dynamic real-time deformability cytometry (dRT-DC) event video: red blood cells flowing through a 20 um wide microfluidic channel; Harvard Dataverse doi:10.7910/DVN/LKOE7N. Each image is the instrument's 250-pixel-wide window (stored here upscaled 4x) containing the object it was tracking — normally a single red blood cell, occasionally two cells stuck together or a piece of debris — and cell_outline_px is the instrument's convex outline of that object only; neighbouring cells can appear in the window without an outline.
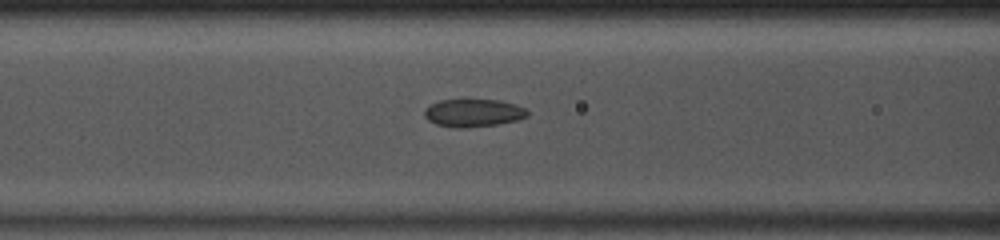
{"species": "common noctule bat (a hibernating species)", "species_latin": "Nyctalus noctula", "temperature_condition": "room temperature", "stored_images_in_passage": 33, "camera_frame_rate_fps": 3000, "um_per_image_px": 0.085, "animal": {"sex": "male", "body_mass_g": 13.0, "forearm_length_mm": 53.1}, "frame": {"image": 1, "passage_image": 11, "time_ms": 3.333, "image_size_px": [1000, 240], "cell_outline_px": [[528, 116], [516, 120], [500, 124], [464, 128], [452, 128], [436, 124], [428, 120], [424, 116], [424, 108], [428, 104], [440, 100], [464, 96], [500, 100], [524, 108], [528, 112]], "centroid_in_image_um": [40.15, 9.55], "position_along_channel_um": 126.4, "area_um2": 17.63}}
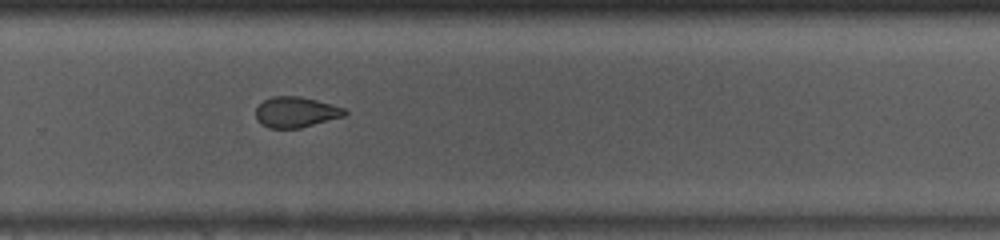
{"frame": {"image": 2, "passage_image": 24, "time_ms": 7.667, "image_size_px": [1000, 240], "cell_outline_px": [[348, 112], [344, 116], [300, 128], [268, 128], [260, 124], [256, 120], [256, 108], [264, 100], [272, 96], [300, 96], [316, 100], [344, 108]], "centroid_in_image_um": [25.12, 9.53], "position_along_channel_um": 304.7, "area_um2": 15.84}}
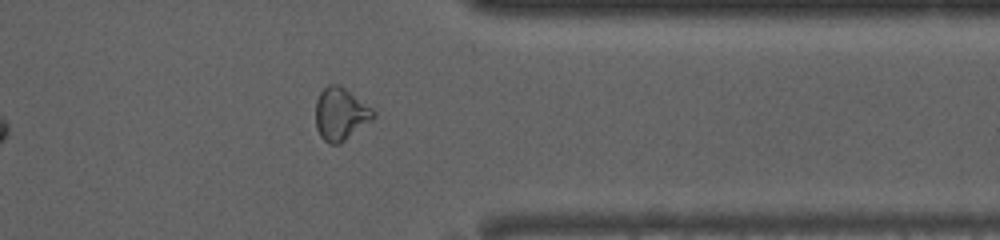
{"frame": {"image": 3, "passage_image": 30, "time_ms": 9.667, "image_size_px": [1000, 240], "cell_outline_px": [[376, 116], [372, 120], [340, 144], [328, 144], [320, 136], [316, 128], [316, 100], [320, 92], [328, 84], [336, 84], [344, 88], [372, 108], [376, 112]], "centroid_in_image_um": [28.94, 9.71], "position_along_channel_um": 382.5, "area_um2": 17.63}}